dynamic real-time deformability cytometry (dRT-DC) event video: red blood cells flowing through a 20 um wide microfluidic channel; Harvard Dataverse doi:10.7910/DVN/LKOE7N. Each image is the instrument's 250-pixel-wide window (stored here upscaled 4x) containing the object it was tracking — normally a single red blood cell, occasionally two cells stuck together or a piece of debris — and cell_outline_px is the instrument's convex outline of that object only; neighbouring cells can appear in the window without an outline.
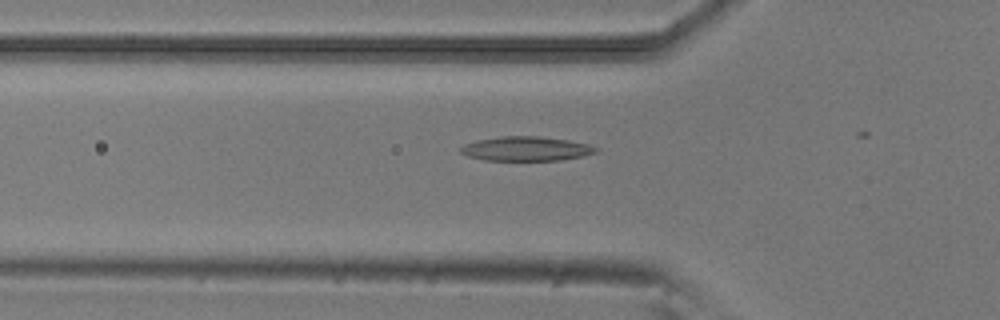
{"species": "common noctule bat (a hibernating species)", "species_latin": "Nyctalus noctula", "temperature_condition": "room temperature", "stored_images_in_passage": 18, "camera_frame_rate_fps": 3000, "um_per_image_px": 0.085, "animal": {"sex": "male", "body_mass_g": 20.5, "forearm_length_mm": 52.5}, "frame": {"image": 1, "passage_image": 17, "time_ms": 5.333, "image_size_px": [1000, 320], "cell_outline_px": [[600, 148], [596, 152], [580, 156], [560, 160], [484, 160], [468, 156], [460, 152], [460, 148], [464, 144], [476, 140], [500, 136], [540, 136], [568, 140], [588, 144]], "centroid_in_image_um": [44.7, 12.63], "position_along_channel_um": 81.1, "area_um2": 19.13}}